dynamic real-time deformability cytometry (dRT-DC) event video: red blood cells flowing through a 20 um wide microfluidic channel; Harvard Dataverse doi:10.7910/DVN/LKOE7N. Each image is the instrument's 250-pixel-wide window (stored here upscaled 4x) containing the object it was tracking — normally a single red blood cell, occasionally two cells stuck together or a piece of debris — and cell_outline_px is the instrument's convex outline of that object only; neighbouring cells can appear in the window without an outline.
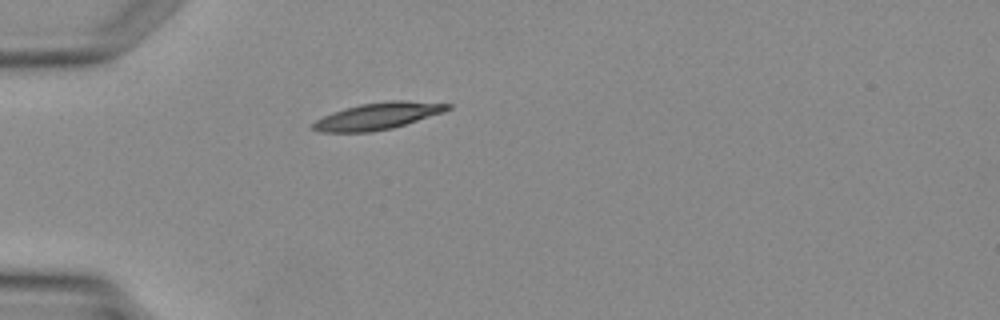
{"species": "Egyptian fruit bat (a non-hibernating species)", "species_latin": "Rousettus aegyptiacus", "temperature_condition": "warm", "stored_images_in_passage": 1, "camera_frame_rate_fps": 3000, "um_per_image_px": 0.085, "animal": {"sex": "female"}, "frame": {"image": 1, "passage_image": 1, "time_ms": 0.0, "image_size_px": [1000, 320], "cell_outline_px": [[452, 108], [444, 112], [392, 128], [372, 132], [320, 132], [308, 128], [316, 120], [324, 116], [360, 104], [388, 100], [404, 100], [452, 104]], "centroid_in_image_um": [32.13, 9.87], "position_along_channel_um": 52.9, "area_um2": 20.92}}